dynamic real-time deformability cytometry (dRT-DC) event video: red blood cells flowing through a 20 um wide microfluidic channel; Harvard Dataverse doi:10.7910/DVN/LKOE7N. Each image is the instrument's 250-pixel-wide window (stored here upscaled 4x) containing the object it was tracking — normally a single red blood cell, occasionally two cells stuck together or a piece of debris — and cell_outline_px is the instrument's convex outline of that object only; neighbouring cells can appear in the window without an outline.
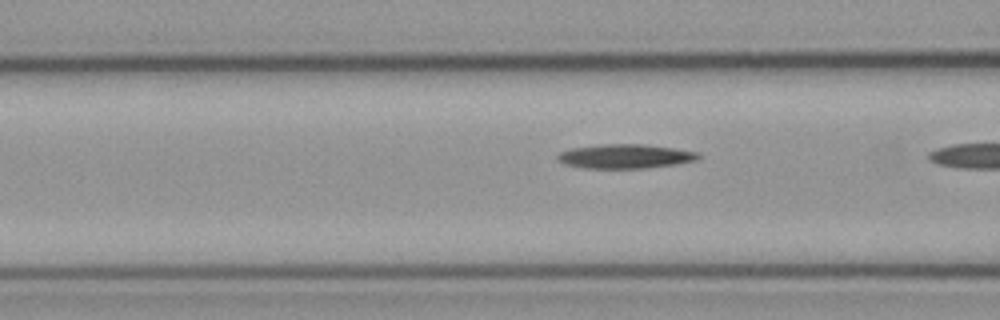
{"species": "common noctule bat (a hibernating species)", "species_latin": "Nyctalus noctula", "temperature_condition": "cold", "stored_images_in_passage": 11, "camera_frame_rate_fps": 3000, "um_per_image_px": 0.085, "animal": {"sex": "male", "body_mass_g": 23.1, "forearm_length_mm": 52.7}, "frame": {"image": 1, "passage_image": 10, "time_ms": 3.0, "image_size_px": [1000, 320], "cell_outline_px": [[700, 156], [696, 160], [676, 164], [644, 168], [584, 168], [564, 164], [556, 160], [556, 156], [560, 152], [572, 148], [600, 144], [644, 144], [676, 148], [700, 152]], "centroid_in_image_um": [53.13, 13.28], "position_along_channel_um": 113.5, "area_um2": 20.0}}